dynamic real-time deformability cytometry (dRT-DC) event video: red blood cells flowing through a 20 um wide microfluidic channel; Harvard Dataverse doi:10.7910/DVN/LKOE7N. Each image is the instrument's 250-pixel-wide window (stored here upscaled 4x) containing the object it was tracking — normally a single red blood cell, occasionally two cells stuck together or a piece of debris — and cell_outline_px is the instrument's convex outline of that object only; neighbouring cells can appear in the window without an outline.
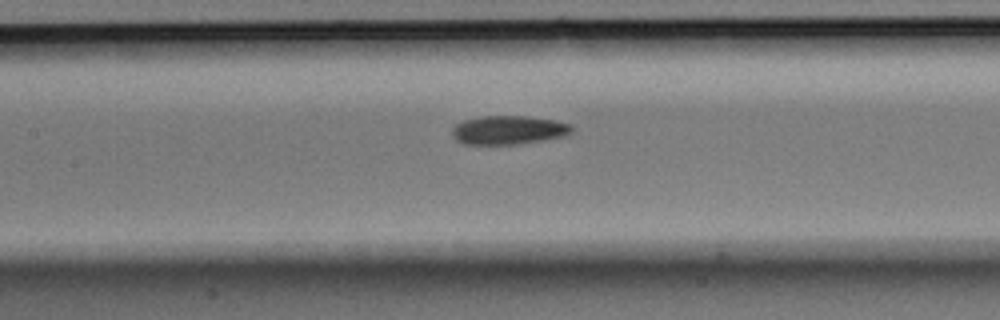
{"species": "Egyptian fruit bat (a non-hibernating species)", "species_latin": "Rousettus aegyptiacus", "temperature_condition": "room temperature", "stored_images_in_passage": 8, "camera_frame_rate_fps": 3000, "um_per_image_px": 0.085, "animal": {"sex": "male"}, "frame": {"image": 1, "passage_image": 7, "time_ms": 2.0, "image_size_px": [1000, 320], "cell_outline_px": [[572, 132], [564, 136], [544, 140], [516, 144], [464, 144], [456, 140], [452, 136], [452, 128], [456, 124], [464, 120], [480, 116], [524, 116], [552, 120], [572, 124]], "centroid_in_image_um": [43.2, 11.05], "position_along_channel_um": 164.2, "area_um2": 20.0}}
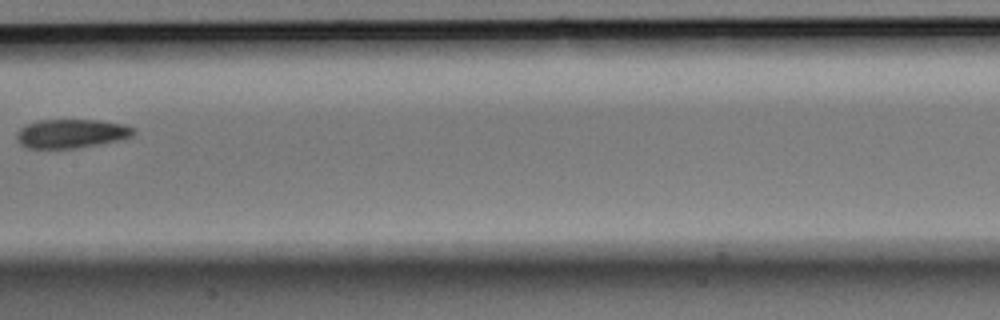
{"frame": {"image": 2, "passage_image": 8, "time_ms": 2.333, "image_size_px": [1000, 320], "cell_outline_px": [[136, 132], [132, 136], [120, 140], [100, 144], [76, 148], [28, 148], [20, 144], [16, 140], [16, 132], [20, 128], [36, 120], [100, 120], [120, 124], [132, 128]], "centroid_in_image_um": [6.02, 11.36], "position_along_channel_um": 201.4, "area_um2": 19.65}}